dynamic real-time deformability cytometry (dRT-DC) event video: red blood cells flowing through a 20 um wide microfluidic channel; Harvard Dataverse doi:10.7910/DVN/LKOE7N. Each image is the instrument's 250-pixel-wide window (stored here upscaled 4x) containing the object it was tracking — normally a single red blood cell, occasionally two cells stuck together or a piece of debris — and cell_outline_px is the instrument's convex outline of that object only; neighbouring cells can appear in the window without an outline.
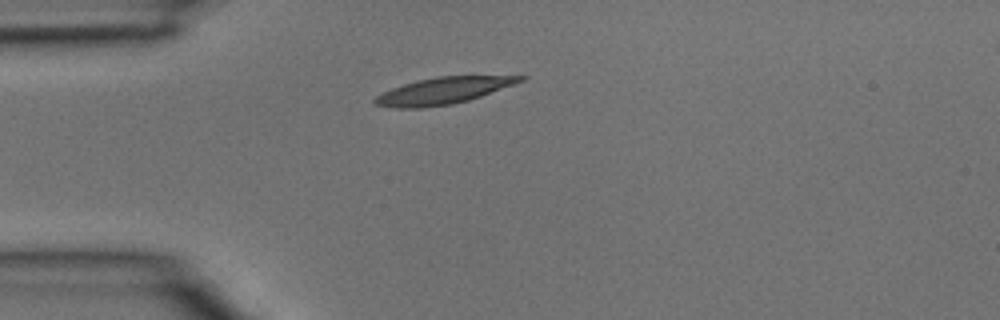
{"species": "common noctule bat (a hibernating species)", "species_latin": "Nyctalus noctula", "temperature_condition": "room temperature", "stored_images_in_passage": 1, "camera_frame_rate_fps": 3000, "um_per_image_px": 0.085, "animal": {"sex": "male", "body_mass_g": 15.6}, "frame": {"image": 1, "passage_image": 1, "time_ms": 0.0, "image_size_px": [1000, 320], "cell_outline_px": [[528, 76], [524, 80], [516, 84], [468, 100], [452, 104], [420, 108], [396, 108], [376, 104], [372, 100], [376, 96], [392, 88], [416, 80], [436, 76]], "centroid_in_image_um": [37.68, 7.71], "position_along_channel_um": 47.3, "area_um2": 22.37}}